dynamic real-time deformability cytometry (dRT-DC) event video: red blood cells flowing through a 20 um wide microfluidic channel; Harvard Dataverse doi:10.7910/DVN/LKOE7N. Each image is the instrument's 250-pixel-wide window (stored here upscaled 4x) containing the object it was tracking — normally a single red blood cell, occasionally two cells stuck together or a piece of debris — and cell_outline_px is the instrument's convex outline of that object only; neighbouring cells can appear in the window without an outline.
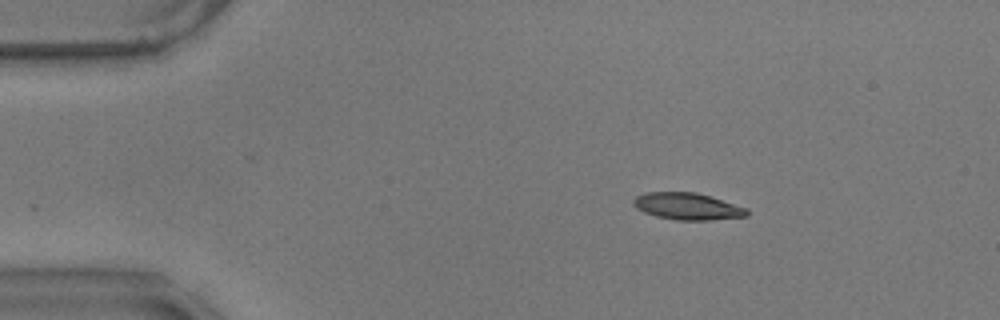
{"species": "common noctule bat (a hibernating species)", "species_latin": "Nyctalus noctula", "temperature_condition": "warm", "stored_images_in_passage": 36, "camera_frame_rate_fps": 3000, "um_per_image_px": 0.085, "animal": {"sex": "male", "body_mass_g": 17.9}, "frame": {"image": 1, "passage_image": 1, "time_ms": 0.0, "image_size_px": [1000, 320], "cell_outline_px": [[748, 216], [712, 220], [676, 220], [656, 216], [644, 212], [636, 208], [632, 204], [632, 200], [636, 196], [644, 192], [696, 192], [712, 196], [748, 208]], "centroid_in_image_um": [58.44, 17.53], "position_along_channel_um": 26.6, "area_um2": 18.03}}
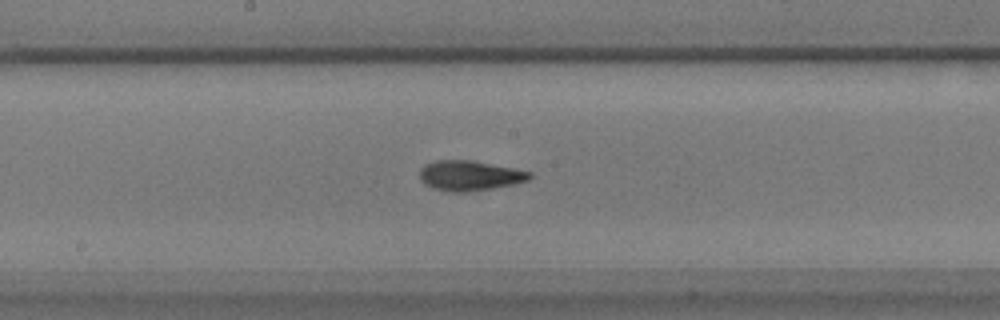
{"frame": {"image": 2, "passage_image": 22, "time_ms": 7.0, "image_size_px": [1000, 320], "cell_outline_px": [[532, 176], [528, 180], [512, 184], [492, 188], [468, 192], [452, 192], [432, 188], [424, 184], [420, 180], [420, 168], [424, 164], [436, 160], [472, 160], [532, 172]], "centroid_in_image_um": [39.88, 14.92], "position_along_channel_um": 208.3, "area_um2": 19.25}}
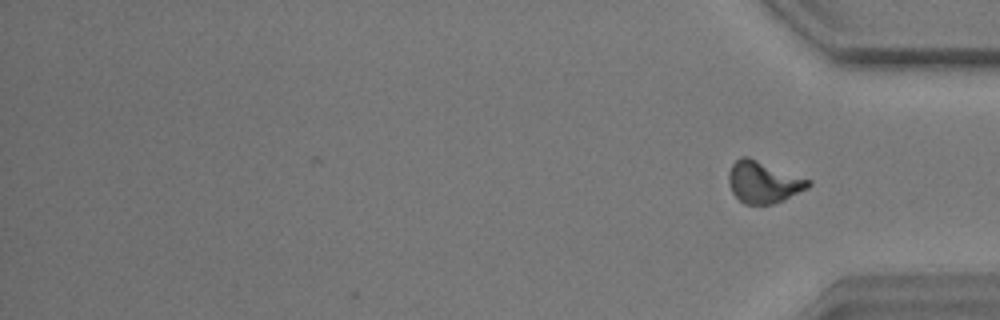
{"frame": {"image": 3, "passage_image": 36, "time_ms": 11.667, "image_size_px": [1000, 320], "cell_outline_px": [[812, 184], [808, 188], [784, 200], [772, 204], [744, 204], [732, 192], [728, 184], [728, 172], [732, 164], [740, 156], [748, 156], [812, 180]], "centroid_in_image_um": [64.89, 15.47], "position_along_channel_um": 370.3, "area_um2": 19.59}, "authors_computed_cell_mechanics": {"area_um2": 18.9006, "velocity_mm_per_s": 3.5037, "shape_relaxation_time_tau1_ms": 3.5253, "shape_relaxation_time_tau2_ms": 1.5368, "deformation_change_tau1": 0.1587, "deformation_change_tau2": 0.0804}}